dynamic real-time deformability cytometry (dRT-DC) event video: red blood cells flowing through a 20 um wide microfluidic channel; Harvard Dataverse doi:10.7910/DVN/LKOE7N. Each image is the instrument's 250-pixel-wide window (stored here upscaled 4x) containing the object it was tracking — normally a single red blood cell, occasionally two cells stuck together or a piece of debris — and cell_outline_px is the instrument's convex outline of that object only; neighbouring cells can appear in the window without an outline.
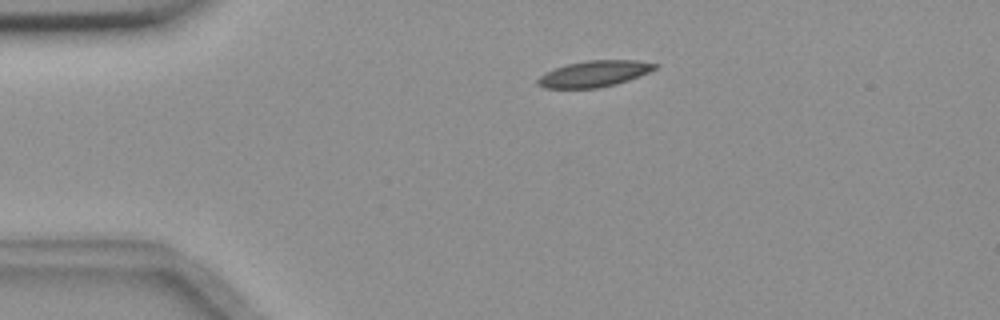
{"species": "common noctule bat (a hibernating species)", "species_latin": "Nyctalus noctula", "temperature_condition": "room temperature", "stored_images_in_passage": 5, "camera_frame_rate_fps": 3000, "um_per_image_px": 0.085, "animal": {"sex": "female", "body_mass_g": 18.4}, "frame": {"image": 1, "passage_image": 3, "time_ms": 0.667, "image_size_px": [1000, 320], "cell_outline_px": [[660, 64], [656, 68], [648, 72], [628, 80], [616, 84], [596, 88], [544, 88], [536, 84], [536, 80], [544, 72], [568, 64], [588, 60], [636, 60]], "centroid_in_image_um": [50.49, 6.27], "position_along_channel_um": 34.5, "area_um2": 17.8}}